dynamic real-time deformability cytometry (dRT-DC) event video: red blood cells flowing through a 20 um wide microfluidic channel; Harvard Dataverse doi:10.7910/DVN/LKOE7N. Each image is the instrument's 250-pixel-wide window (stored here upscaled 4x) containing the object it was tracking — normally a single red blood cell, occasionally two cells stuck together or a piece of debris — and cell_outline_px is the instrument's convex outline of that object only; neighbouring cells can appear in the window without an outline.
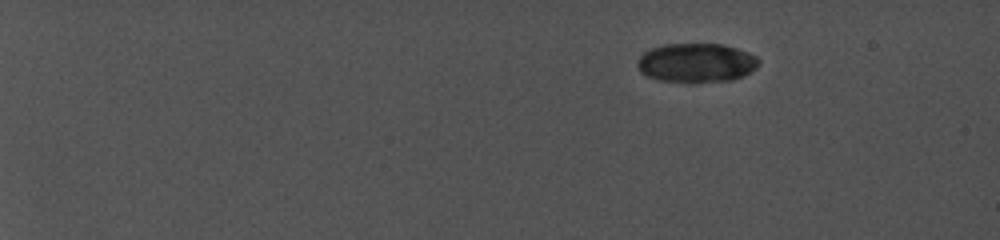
{"species": "common noctule bat (a hibernating species)", "species_latin": "Nyctalus noctula", "temperature_condition": "cold", "stored_images_in_passage": 1, "camera_frame_rate_fps": 5000, "um_per_image_px": 0.085, "animal": {"sex": "female", "body_mass_g": 19.0, "forearm_length_mm": 56.7}, "frame": {"image": 1, "passage_image": 1, "time_ms": 0.0, "image_size_px": [1000, 240], "cell_outline_px": [[760, 64], [756, 68], [744, 76], [732, 80], [696, 84], [688, 84], [656, 80], [644, 76], [640, 72], [636, 64], [636, 60], [648, 48], [664, 44], [724, 44], [748, 52], [756, 56], [760, 60]], "centroid_in_image_um": [59.15, 5.37], "position_along_channel_um": 25.8, "area_um2": 28.73}}